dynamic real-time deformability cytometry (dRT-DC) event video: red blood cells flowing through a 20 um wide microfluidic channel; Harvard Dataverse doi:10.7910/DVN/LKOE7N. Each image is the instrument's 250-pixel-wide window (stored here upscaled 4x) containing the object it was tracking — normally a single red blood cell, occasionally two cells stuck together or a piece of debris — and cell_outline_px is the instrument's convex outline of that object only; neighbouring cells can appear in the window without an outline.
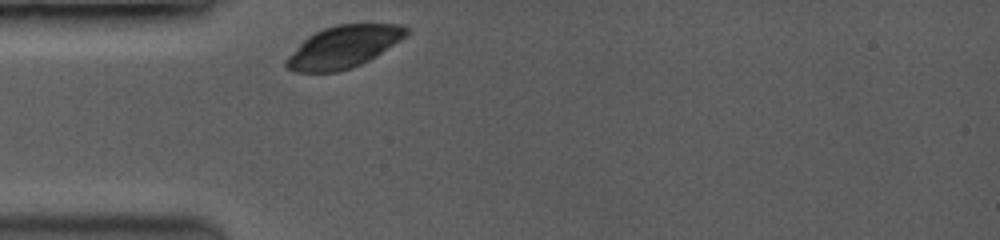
{"species": "common noctule bat (a hibernating species)", "species_latin": "Nyctalus noctula", "temperature_condition": "room temperature", "stored_images_in_passage": 24, "camera_frame_rate_fps": 3500, "um_per_image_px": 0.085, "animal": {"sex": "female", "body_mass_g": 19.0, "forearm_length_mm": 53.3}, "frame": {"image": 1, "passage_image": 1, "time_ms": 0.0, "image_size_px": [1000, 240], "cell_outline_px": [[412, 32], [376, 56], [360, 64], [336, 72], [296, 72], [288, 68], [284, 64], [284, 60], [308, 36], [324, 28], [336, 24], [400, 24], [412, 28]], "centroid_in_image_um": [29.23, 3.96], "position_along_channel_um": 55.8, "area_um2": 29.3}}
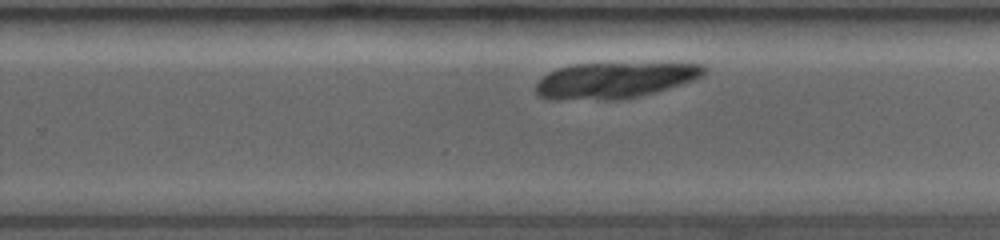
{"frame": {"image": 2, "passage_image": 17, "time_ms": 6.0, "image_size_px": [1000, 240], "cell_outline_px": [[704, 72], [700, 76], [692, 80], [668, 88], [636, 96], [608, 100], [604, 100], [540, 96], [536, 92], [536, 84], [548, 72], [572, 64], [704, 64]], "centroid_in_image_um": [52.23, 6.8], "position_along_channel_um": 277.6, "area_um2": 33.64}}
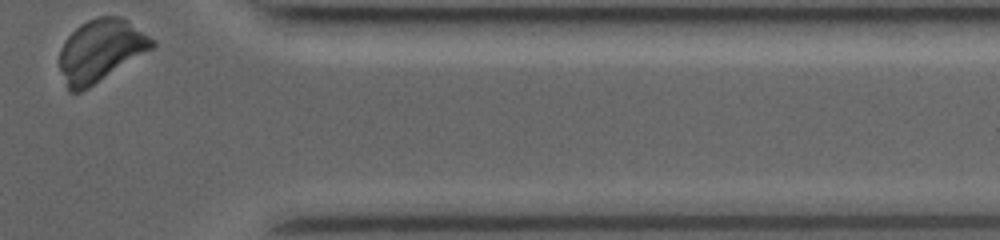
{"frame": {"image": 3, "passage_image": 24, "time_ms": 9.429, "image_size_px": [1000, 240], "cell_outline_px": [[156, 44], [152, 48], [88, 88], [80, 92], [68, 92], [60, 68], [60, 48], [68, 36], [80, 24], [88, 20], [100, 16], [120, 16], [156, 40]], "centroid_in_image_um": [8.54, 4.29], "position_along_channel_um": 402.9, "area_um2": 33.12}}